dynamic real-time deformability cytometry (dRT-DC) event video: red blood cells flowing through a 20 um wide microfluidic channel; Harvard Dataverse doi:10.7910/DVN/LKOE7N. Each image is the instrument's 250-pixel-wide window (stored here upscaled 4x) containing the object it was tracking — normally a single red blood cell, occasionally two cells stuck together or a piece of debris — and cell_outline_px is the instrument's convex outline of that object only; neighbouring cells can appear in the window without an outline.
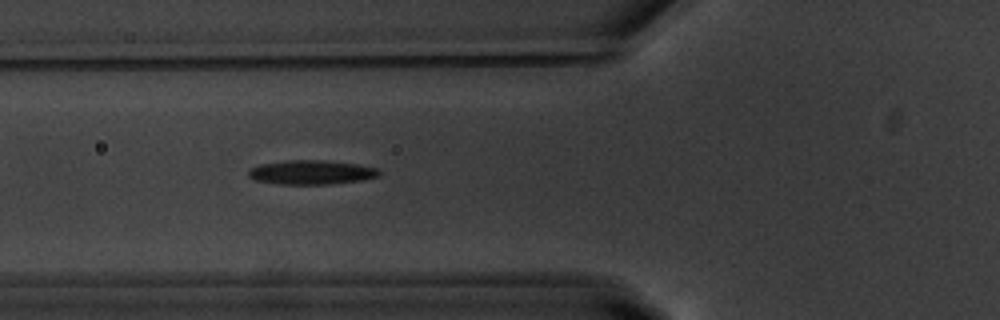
{"species": "common noctule bat (a hibernating species)", "species_latin": "Nyctalus noctula", "temperature_condition": "warm", "stored_images_in_passage": 39, "camera_frame_rate_fps": 3000, "um_per_image_px": 0.085, "animal": {"sex": "male", "body_mass_g": 20.1, "forearm_length_mm": 53.5}, "frame": {"image": 1, "passage_image": 12, "time_ms": 3.667, "image_size_px": [1000, 320], "cell_outline_px": [[380, 176], [364, 180], [328, 184], [276, 184], [256, 180], [248, 176], [248, 172], [252, 168], [260, 164], [288, 160], [324, 160], [356, 164], [380, 168]], "centroid_in_image_um": [26.51, 14.65], "position_along_channel_um": 99.3, "area_um2": 18.5}, "authors_computed_cell_mechanics": {"area_um2": 18.3226, "velocity_mm_per_s": 3.7297, "shape_relaxation_time_tau1_ms": 3.6327, "shape_relaxation_time_tau2_ms": 4.7476, "deformation_change_tau1": 0.1807, "deformation_change_tau2": 0.1395}}